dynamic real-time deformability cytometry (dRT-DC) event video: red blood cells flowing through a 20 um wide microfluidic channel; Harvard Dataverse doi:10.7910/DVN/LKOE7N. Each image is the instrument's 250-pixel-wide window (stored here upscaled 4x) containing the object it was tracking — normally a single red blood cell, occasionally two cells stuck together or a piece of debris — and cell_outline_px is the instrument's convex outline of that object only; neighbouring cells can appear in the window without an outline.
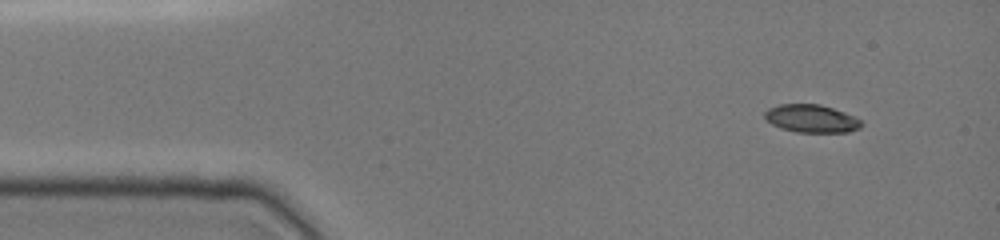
{"species": "common noctule bat (a hibernating species)", "species_latin": "Nyctalus noctula", "temperature_condition": "cold", "stored_images_in_passage": 44, "camera_frame_rate_fps": 3000, "um_per_image_px": 0.085, "animal": {"sex": "female", "body_mass_g": 19.0, "forearm_length_mm": 51.5}, "frame": {"image": 1, "passage_image": 1, "time_ms": 0.0, "image_size_px": [1000, 240], "cell_outline_px": [[864, 124], [860, 128], [848, 132], [796, 132], [780, 128], [772, 124], [764, 116], [764, 112], [768, 108], [780, 104], [820, 104], [844, 112], [860, 120]], "centroid_in_image_um": [68.96, 10.08], "position_along_channel_um": 16.0, "area_um2": 15.66}}
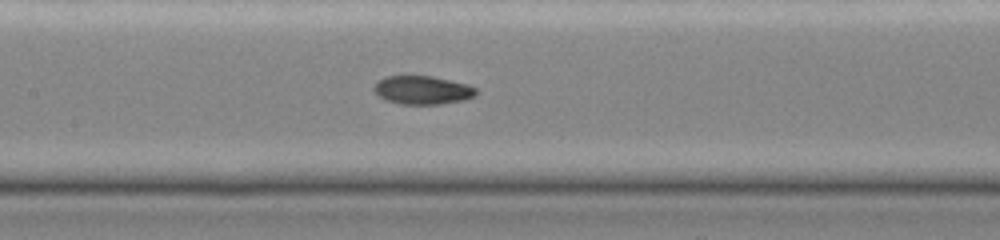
{"frame": {"image": 2, "passage_image": 19, "time_ms": 6.0, "image_size_px": [1000, 240], "cell_outline_px": [[476, 92], [472, 96], [464, 100], [440, 104], [400, 104], [384, 100], [372, 88], [384, 76], [432, 76], [468, 84], [476, 88]], "centroid_in_image_um": [35.9, 7.66], "position_along_channel_um": 171.5, "area_um2": 16.82}}
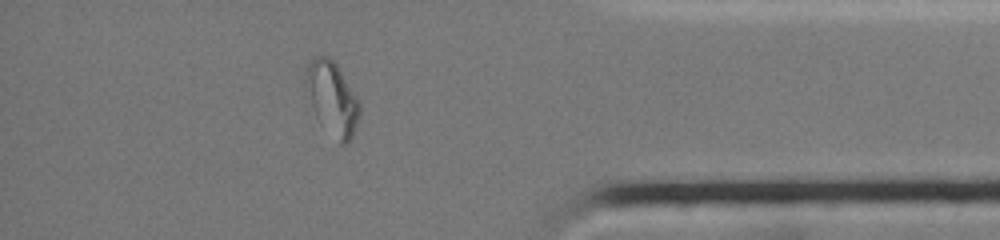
{"frame": {"image": 3, "passage_image": 38, "time_ms": 12.333, "image_size_px": [1000, 240], "cell_outline_px": [[360, 116], [352, 136], [344, 144], [340, 144], [316, 116], [312, 104], [308, 80], [308, 64], [316, 56], [328, 56], [336, 64], [356, 96], [360, 104]], "centroid_in_image_um": [28.31, 8.38], "position_along_channel_um": 406.9, "area_um2": 21.68}, "authors_computed_cell_mechanics": {"area_um2": 17.3689, "velocity_mm_per_s": 3.9701, "shape_relaxation_time_tau1_ms": null, "shape_relaxation_time_tau2_ms": 1.9003, "deformation_change_tau1": null, "deformation_change_tau2": 0.0594}}